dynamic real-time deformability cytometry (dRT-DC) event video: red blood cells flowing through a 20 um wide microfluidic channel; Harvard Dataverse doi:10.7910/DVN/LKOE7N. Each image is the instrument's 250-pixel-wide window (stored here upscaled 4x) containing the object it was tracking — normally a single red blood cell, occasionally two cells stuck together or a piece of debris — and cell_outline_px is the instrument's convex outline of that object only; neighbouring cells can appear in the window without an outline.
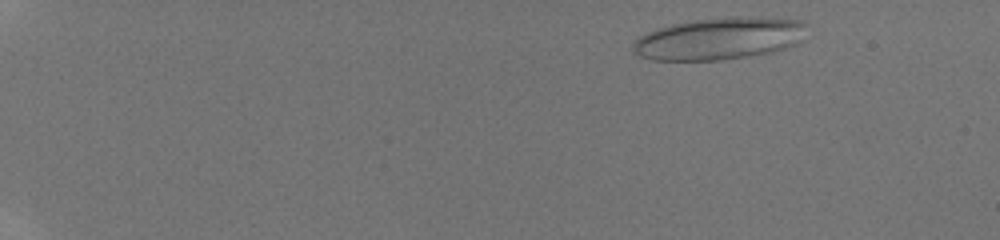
{"species": "human", "species_latin": "Homo sapiens", "temperature_condition": "room temperature", "stored_images_in_passage": 18, "camera_frame_rate_fps": 3000, "um_per_image_px": 0.085, "donor": {"sex": "male"}, "frame": {"image": 1, "passage_image": 3, "time_ms": 0.667, "image_size_px": [1000, 240], "cell_outline_px": [[808, 24], [800, 40], [796, 44], [772, 52], [716, 60], [652, 60], [640, 56], [632, 52], [632, 44], [640, 36], [656, 28], [672, 24], [692, 20], [728, 16], [736, 16], [800, 20]], "centroid_in_image_um": [61.1, 3.27], "position_along_channel_um": 23.9, "area_um2": 42.54}}
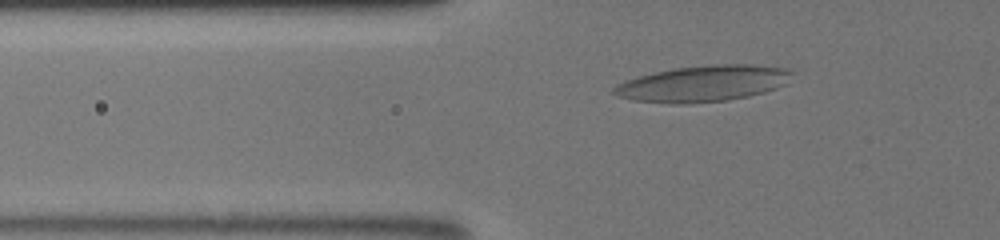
{"frame": {"image": 2, "passage_image": 13, "time_ms": 5.0, "image_size_px": [1000, 240], "cell_outline_px": [[796, 72], [788, 84], [764, 92], [748, 96], [728, 100], [688, 104], [672, 104], [636, 100], [616, 96], [612, 92], [612, 88], [616, 84], [624, 80], [656, 72], [676, 68], [712, 64], [752, 64], [788, 68]], "centroid_in_image_um": [59.82, 7.1], "position_along_channel_um": 66.0, "area_um2": 37.92}}
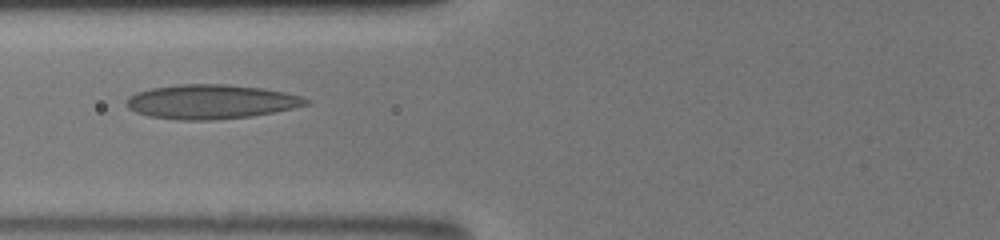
{"frame": {"image": 3, "passage_image": 16, "time_ms": 6.333, "image_size_px": [1000, 240], "cell_outline_px": [[312, 104], [252, 116], [216, 120], [176, 120], [148, 116], [136, 112], [128, 108], [124, 104], [128, 96], [136, 92], [152, 88], [180, 84], [228, 84], [264, 88], [284, 92], [300, 96], [312, 100]], "centroid_in_image_um": [17.93, 8.65], "position_along_channel_um": 107.9, "area_um2": 36.24}}